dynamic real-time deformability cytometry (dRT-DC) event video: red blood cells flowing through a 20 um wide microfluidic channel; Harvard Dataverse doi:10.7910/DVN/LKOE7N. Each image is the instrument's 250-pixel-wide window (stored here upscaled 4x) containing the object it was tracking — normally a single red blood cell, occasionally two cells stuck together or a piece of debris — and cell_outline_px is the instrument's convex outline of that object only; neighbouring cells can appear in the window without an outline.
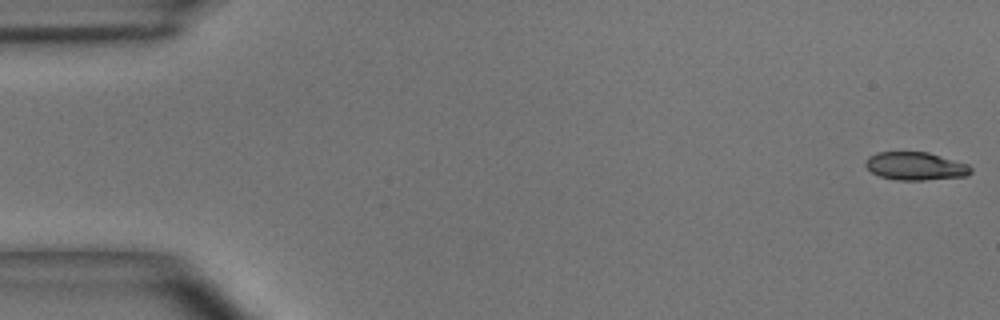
{"species": "common noctule bat (a hibernating species)", "species_latin": "Nyctalus noctula", "temperature_condition": "room temperature", "stored_images_in_passage": 15, "camera_frame_rate_fps": 3000, "um_per_image_px": 0.085, "animal": {"sex": "male", "body_mass_g": 15.6}, "frame": {"image": 1, "passage_image": 1, "time_ms": 0.0, "image_size_px": [1000, 320], "cell_outline_px": [[972, 172], [968, 176], [924, 180], [900, 180], [880, 176], [872, 172], [864, 164], [864, 160], [868, 156], [876, 152], [928, 152], [968, 164], [972, 168]], "centroid_in_image_um": [77.82, 14.11], "position_along_channel_um": 7.2, "area_um2": 17.28}}
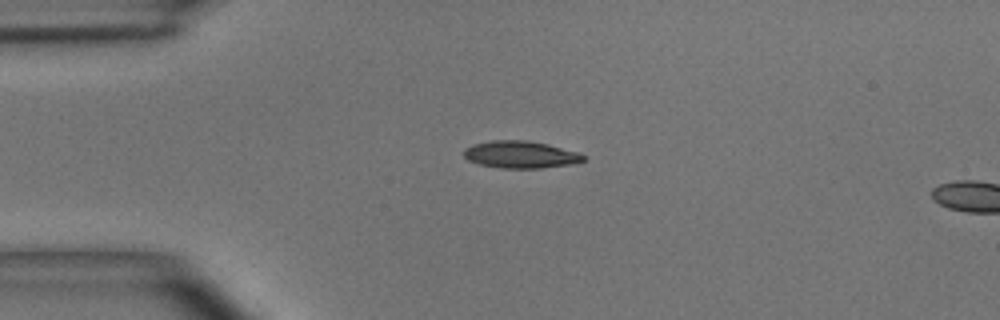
{"frame": {"image": 2, "passage_image": 12, "time_ms": 3.667, "image_size_px": [1000, 320], "cell_outline_px": [[584, 160], [572, 164], [540, 168], [500, 168], [480, 164], [468, 160], [464, 156], [464, 148], [472, 144], [492, 140], [528, 140], [548, 144], [580, 152], [584, 156]], "centroid_in_image_um": [44.24, 13.13], "position_along_channel_um": 40.8, "area_um2": 19.02}}